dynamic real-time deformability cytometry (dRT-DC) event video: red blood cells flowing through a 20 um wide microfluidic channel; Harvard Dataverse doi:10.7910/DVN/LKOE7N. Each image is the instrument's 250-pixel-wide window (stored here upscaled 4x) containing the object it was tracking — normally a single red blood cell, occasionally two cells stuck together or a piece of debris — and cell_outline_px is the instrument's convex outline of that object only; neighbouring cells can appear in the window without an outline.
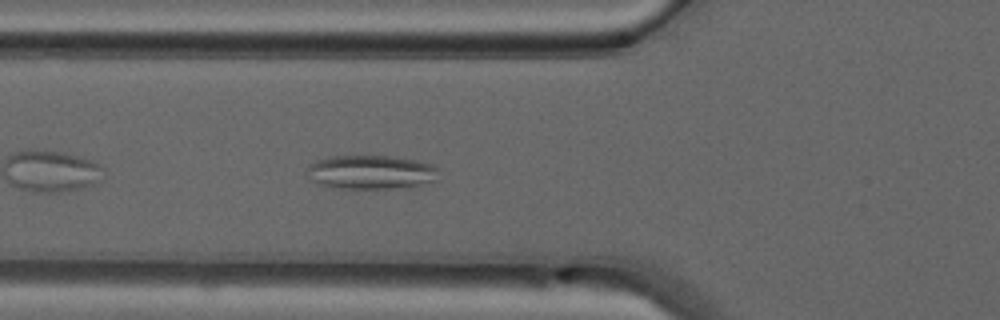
{"species": "common noctule bat (a hibernating species)", "species_latin": "Nyctalus noctula", "temperature_condition": "warm", "stored_images_in_passage": 32, "camera_frame_rate_fps": 3000, "um_per_image_px": 0.085, "animal": {"sex": "male", "forearm_length_mm": 52.5}, "frame": {"image": 1, "passage_image": 5, "time_ms": 1.333, "image_size_px": [1000, 320], "cell_outline_px": [[440, 168], [436, 180], [420, 184], [388, 188], [340, 188], [320, 184], [308, 180], [308, 168], [316, 160], [332, 156], [388, 156], [416, 160], [432, 164]], "centroid_in_image_um": [31.53, 14.62], "position_along_channel_um": 94.3, "area_um2": 25.78}}
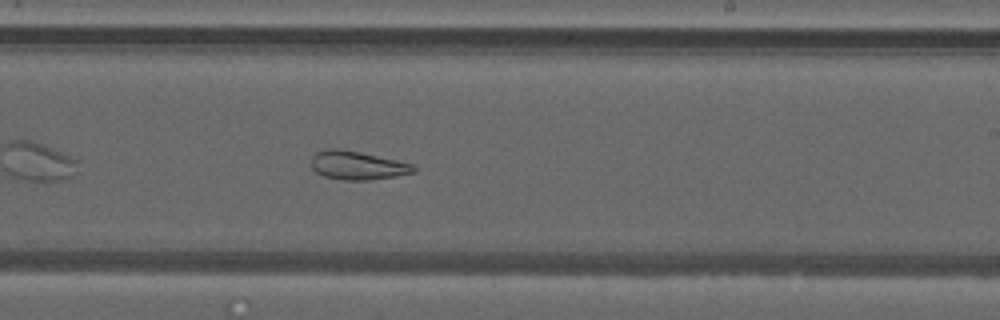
{"frame": {"image": 2, "passage_image": 17, "time_ms": 5.333, "image_size_px": [1000, 320], "cell_outline_px": [[416, 172], [396, 176], [372, 180], [344, 180], [324, 176], [316, 172], [312, 168], [312, 156], [316, 152], [324, 148], [340, 148], [360, 152], [396, 160], [412, 164], [416, 168]], "centroid_in_image_um": [30.36, 14.05], "position_along_channel_um": 258.6, "area_um2": 17.11}}
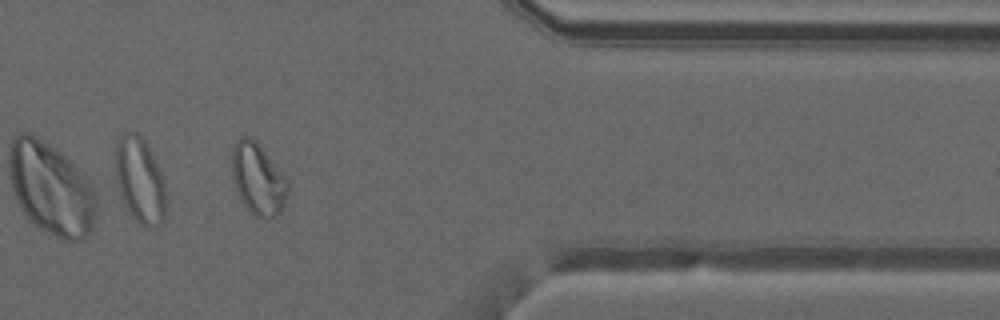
{"frame": {"image": 3, "passage_image": 28, "time_ms": 9.0, "image_size_px": [1000, 320], "cell_outline_px": [[288, 188], [284, 204], [280, 212], [272, 216], [256, 216], [240, 200], [232, 176], [232, 148], [236, 140], [240, 136], [252, 136], [256, 140], [288, 180]], "centroid_in_image_um": [21.91, 15.15], "position_along_channel_um": 389.5, "area_um2": 23.0}, "authors_computed_cell_mechanics": {"area_um2": 19.7965, "velocity_mm_per_s": 4.109, "shape_relaxation_time_tau1_ms": null, "shape_relaxation_time_tau2_ms": 2.1511, "deformation_change_tau1": null, "deformation_change_tau2": 0.1083}}